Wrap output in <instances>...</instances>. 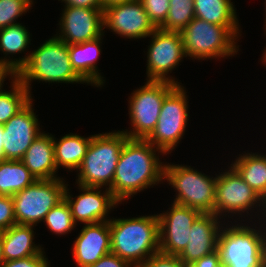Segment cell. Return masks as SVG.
I'll use <instances>...</instances> for the list:
<instances>
[{
  "label": "cell",
  "mask_w": 266,
  "mask_h": 267,
  "mask_svg": "<svg viewBox=\"0 0 266 267\" xmlns=\"http://www.w3.org/2000/svg\"><path fill=\"white\" fill-rule=\"evenodd\" d=\"M159 153L165 155L146 139L128 138L125 141L109 188L120 203L148 187L163 183L164 164Z\"/></svg>",
  "instance_id": "1"
},
{
  "label": "cell",
  "mask_w": 266,
  "mask_h": 267,
  "mask_svg": "<svg viewBox=\"0 0 266 267\" xmlns=\"http://www.w3.org/2000/svg\"><path fill=\"white\" fill-rule=\"evenodd\" d=\"M23 58L14 59L17 78L31 94V82L86 83L73 69L68 44L55 35Z\"/></svg>",
  "instance_id": "2"
},
{
  "label": "cell",
  "mask_w": 266,
  "mask_h": 267,
  "mask_svg": "<svg viewBox=\"0 0 266 267\" xmlns=\"http://www.w3.org/2000/svg\"><path fill=\"white\" fill-rule=\"evenodd\" d=\"M111 253L139 267L160 252L158 216L112 218L109 220Z\"/></svg>",
  "instance_id": "3"
},
{
  "label": "cell",
  "mask_w": 266,
  "mask_h": 267,
  "mask_svg": "<svg viewBox=\"0 0 266 267\" xmlns=\"http://www.w3.org/2000/svg\"><path fill=\"white\" fill-rule=\"evenodd\" d=\"M233 223L231 221V226L226 223L224 227V222L219 232L217 249L222 267H266V234L263 226L244 225L235 219Z\"/></svg>",
  "instance_id": "4"
},
{
  "label": "cell",
  "mask_w": 266,
  "mask_h": 267,
  "mask_svg": "<svg viewBox=\"0 0 266 267\" xmlns=\"http://www.w3.org/2000/svg\"><path fill=\"white\" fill-rule=\"evenodd\" d=\"M239 26L217 25L194 17L181 31L186 57L206 60L237 55Z\"/></svg>",
  "instance_id": "5"
},
{
  "label": "cell",
  "mask_w": 266,
  "mask_h": 267,
  "mask_svg": "<svg viewBox=\"0 0 266 267\" xmlns=\"http://www.w3.org/2000/svg\"><path fill=\"white\" fill-rule=\"evenodd\" d=\"M128 137L123 131L92 135L83 162L77 170V185L110 188L122 147ZM108 186V187H107Z\"/></svg>",
  "instance_id": "6"
},
{
  "label": "cell",
  "mask_w": 266,
  "mask_h": 267,
  "mask_svg": "<svg viewBox=\"0 0 266 267\" xmlns=\"http://www.w3.org/2000/svg\"><path fill=\"white\" fill-rule=\"evenodd\" d=\"M216 178L207 176L191 166L164 164V177L176 190L173 203L196 209L202 214H214Z\"/></svg>",
  "instance_id": "7"
},
{
  "label": "cell",
  "mask_w": 266,
  "mask_h": 267,
  "mask_svg": "<svg viewBox=\"0 0 266 267\" xmlns=\"http://www.w3.org/2000/svg\"><path fill=\"white\" fill-rule=\"evenodd\" d=\"M176 86L168 81L147 80L145 85L131 93L129 98L130 131L123 130L128 138L147 139L154 131L165 96Z\"/></svg>",
  "instance_id": "8"
},
{
  "label": "cell",
  "mask_w": 266,
  "mask_h": 267,
  "mask_svg": "<svg viewBox=\"0 0 266 267\" xmlns=\"http://www.w3.org/2000/svg\"><path fill=\"white\" fill-rule=\"evenodd\" d=\"M66 181L63 178L36 180L13 198L16 224L37 226L46 214L64 199Z\"/></svg>",
  "instance_id": "9"
},
{
  "label": "cell",
  "mask_w": 266,
  "mask_h": 267,
  "mask_svg": "<svg viewBox=\"0 0 266 267\" xmlns=\"http://www.w3.org/2000/svg\"><path fill=\"white\" fill-rule=\"evenodd\" d=\"M185 87L176 85L163 100L156 128L146 139L165 155L171 153L184 136L189 111Z\"/></svg>",
  "instance_id": "10"
},
{
  "label": "cell",
  "mask_w": 266,
  "mask_h": 267,
  "mask_svg": "<svg viewBox=\"0 0 266 267\" xmlns=\"http://www.w3.org/2000/svg\"><path fill=\"white\" fill-rule=\"evenodd\" d=\"M263 199L254 191L238 174V172L230 166L226 172H219L216 178V197L215 209L220 219L223 216L232 218L234 215L242 218V214L250 215L249 210L254 212L256 208L258 213H262ZM255 208V209H253ZM261 208V209H260ZM227 213V214H226ZM248 214V215H247ZM229 215H231L229 217ZM233 215V216H232Z\"/></svg>",
  "instance_id": "11"
},
{
  "label": "cell",
  "mask_w": 266,
  "mask_h": 267,
  "mask_svg": "<svg viewBox=\"0 0 266 267\" xmlns=\"http://www.w3.org/2000/svg\"><path fill=\"white\" fill-rule=\"evenodd\" d=\"M148 37L152 38L147 52V80L168 81L180 85L168 76L186 57L181 32L156 28Z\"/></svg>",
  "instance_id": "12"
},
{
  "label": "cell",
  "mask_w": 266,
  "mask_h": 267,
  "mask_svg": "<svg viewBox=\"0 0 266 267\" xmlns=\"http://www.w3.org/2000/svg\"><path fill=\"white\" fill-rule=\"evenodd\" d=\"M104 29L128 39L148 37L157 28L140 0L114 4L103 9Z\"/></svg>",
  "instance_id": "13"
},
{
  "label": "cell",
  "mask_w": 266,
  "mask_h": 267,
  "mask_svg": "<svg viewBox=\"0 0 266 267\" xmlns=\"http://www.w3.org/2000/svg\"><path fill=\"white\" fill-rule=\"evenodd\" d=\"M170 208L157 214L160 252L178 256L188 244L191 226L202 213L176 203Z\"/></svg>",
  "instance_id": "14"
},
{
  "label": "cell",
  "mask_w": 266,
  "mask_h": 267,
  "mask_svg": "<svg viewBox=\"0 0 266 267\" xmlns=\"http://www.w3.org/2000/svg\"><path fill=\"white\" fill-rule=\"evenodd\" d=\"M81 194L75 196L70 194L68 184H66L64 199L68 203L74 222L84 224H95L107 219L109 211L121 204L106 188L103 192L101 187H86L77 185Z\"/></svg>",
  "instance_id": "15"
},
{
  "label": "cell",
  "mask_w": 266,
  "mask_h": 267,
  "mask_svg": "<svg viewBox=\"0 0 266 267\" xmlns=\"http://www.w3.org/2000/svg\"><path fill=\"white\" fill-rule=\"evenodd\" d=\"M61 15L60 35L55 36L67 44L84 43L105 33L102 8L64 6Z\"/></svg>",
  "instance_id": "16"
},
{
  "label": "cell",
  "mask_w": 266,
  "mask_h": 267,
  "mask_svg": "<svg viewBox=\"0 0 266 267\" xmlns=\"http://www.w3.org/2000/svg\"><path fill=\"white\" fill-rule=\"evenodd\" d=\"M32 100L4 125L3 152L5 160H22L32 142L43 132L34 113Z\"/></svg>",
  "instance_id": "17"
},
{
  "label": "cell",
  "mask_w": 266,
  "mask_h": 267,
  "mask_svg": "<svg viewBox=\"0 0 266 267\" xmlns=\"http://www.w3.org/2000/svg\"><path fill=\"white\" fill-rule=\"evenodd\" d=\"M216 214H201L190 228L188 244L178 258L189 266L217 250L218 236L223 224Z\"/></svg>",
  "instance_id": "18"
},
{
  "label": "cell",
  "mask_w": 266,
  "mask_h": 267,
  "mask_svg": "<svg viewBox=\"0 0 266 267\" xmlns=\"http://www.w3.org/2000/svg\"><path fill=\"white\" fill-rule=\"evenodd\" d=\"M72 252L78 267L94 264L111 253L109 221L85 224L74 241Z\"/></svg>",
  "instance_id": "19"
},
{
  "label": "cell",
  "mask_w": 266,
  "mask_h": 267,
  "mask_svg": "<svg viewBox=\"0 0 266 267\" xmlns=\"http://www.w3.org/2000/svg\"><path fill=\"white\" fill-rule=\"evenodd\" d=\"M104 34L96 39L79 44H68L69 58L74 71L89 85L102 87L104 77L97 67Z\"/></svg>",
  "instance_id": "20"
},
{
  "label": "cell",
  "mask_w": 266,
  "mask_h": 267,
  "mask_svg": "<svg viewBox=\"0 0 266 267\" xmlns=\"http://www.w3.org/2000/svg\"><path fill=\"white\" fill-rule=\"evenodd\" d=\"M21 161L36 180L61 178L56 174L53 140L49 132H43L32 142Z\"/></svg>",
  "instance_id": "21"
},
{
  "label": "cell",
  "mask_w": 266,
  "mask_h": 267,
  "mask_svg": "<svg viewBox=\"0 0 266 267\" xmlns=\"http://www.w3.org/2000/svg\"><path fill=\"white\" fill-rule=\"evenodd\" d=\"M33 229L32 225L14 224L3 230L1 241L4 261L39 255L43 251L42 246L33 242L35 235Z\"/></svg>",
  "instance_id": "22"
},
{
  "label": "cell",
  "mask_w": 266,
  "mask_h": 267,
  "mask_svg": "<svg viewBox=\"0 0 266 267\" xmlns=\"http://www.w3.org/2000/svg\"><path fill=\"white\" fill-rule=\"evenodd\" d=\"M53 136L54 135H52L54 159L57 170L60 167H64L69 171H77L83 162L84 156L86 155L92 135L89 137H82L80 135L70 133L62 136L59 141Z\"/></svg>",
  "instance_id": "23"
},
{
  "label": "cell",
  "mask_w": 266,
  "mask_h": 267,
  "mask_svg": "<svg viewBox=\"0 0 266 267\" xmlns=\"http://www.w3.org/2000/svg\"><path fill=\"white\" fill-rule=\"evenodd\" d=\"M236 158L230 165L264 199L266 197V155L244 152Z\"/></svg>",
  "instance_id": "24"
},
{
  "label": "cell",
  "mask_w": 266,
  "mask_h": 267,
  "mask_svg": "<svg viewBox=\"0 0 266 267\" xmlns=\"http://www.w3.org/2000/svg\"><path fill=\"white\" fill-rule=\"evenodd\" d=\"M35 181L36 178L21 160L0 161V195L13 196Z\"/></svg>",
  "instance_id": "25"
},
{
  "label": "cell",
  "mask_w": 266,
  "mask_h": 267,
  "mask_svg": "<svg viewBox=\"0 0 266 267\" xmlns=\"http://www.w3.org/2000/svg\"><path fill=\"white\" fill-rule=\"evenodd\" d=\"M195 17L217 25H239L231 0H194Z\"/></svg>",
  "instance_id": "26"
},
{
  "label": "cell",
  "mask_w": 266,
  "mask_h": 267,
  "mask_svg": "<svg viewBox=\"0 0 266 267\" xmlns=\"http://www.w3.org/2000/svg\"><path fill=\"white\" fill-rule=\"evenodd\" d=\"M30 38V32L21 23L0 29V51L3 55L5 54L4 58H0V63L9 66L14 71V59L7 56L26 51L31 43Z\"/></svg>",
  "instance_id": "27"
},
{
  "label": "cell",
  "mask_w": 266,
  "mask_h": 267,
  "mask_svg": "<svg viewBox=\"0 0 266 267\" xmlns=\"http://www.w3.org/2000/svg\"><path fill=\"white\" fill-rule=\"evenodd\" d=\"M10 88L9 91L0 92V124L2 125L33 100L30 92L17 77L11 80Z\"/></svg>",
  "instance_id": "28"
},
{
  "label": "cell",
  "mask_w": 266,
  "mask_h": 267,
  "mask_svg": "<svg viewBox=\"0 0 266 267\" xmlns=\"http://www.w3.org/2000/svg\"><path fill=\"white\" fill-rule=\"evenodd\" d=\"M194 17V0H170L166 20L159 28L181 32Z\"/></svg>",
  "instance_id": "29"
},
{
  "label": "cell",
  "mask_w": 266,
  "mask_h": 267,
  "mask_svg": "<svg viewBox=\"0 0 266 267\" xmlns=\"http://www.w3.org/2000/svg\"><path fill=\"white\" fill-rule=\"evenodd\" d=\"M43 222L51 232L58 236L68 234V232L71 233L77 226L65 199L50 209Z\"/></svg>",
  "instance_id": "30"
},
{
  "label": "cell",
  "mask_w": 266,
  "mask_h": 267,
  "mask_svg": "<svg viewBox=\"0 0 266 267\" xmlns=\"http://www.w3.org/2000/svg\"><path fill=\"white\" fill-rule=\"evenodd\" d=\"M33 0H0V29L14 25L18 17L31 9Z\"/></svg>",
  "instance_id": "31"
},
{
  "label": "cell",
  "mask_w": 266,
  "mask_h": 267,
  "mask_svg": "<svg viewBox=\"0 0 266 267\" xmlns=\"http://www.w3.org/2000/svg\"><path fill=\"white\" fill-rule=\"evenodd\" d=\"M153 24L159 28L166 20L170 0H140Z\"/></svg>",
  "instance_id": "32"
},
{
  "label": "cell",
  "mask_w": 266,
  "mask_h": 267,
  "mask_svg": "<svg viewBox=\"0 0 266 267\" xmlns=\"http://www.w3.org/2000/svg\"><path fill=\"white\" fill-rule=\"evenodd\" d=\"M139 267H187L176 255H168L161 252L149 257Z\"/></svg>",
  "instance_id": "33"
},
{
  "label": "cell",
  "mask_w": 266,
  "mask_h": 267,
  "mask_svg": "<svg viewBox=\"0 0 266 267\" xmlns=\"http://www.w3.org/2000/svg\"><path fill=\"white\" fill-rule=\"evenodd\" d=\"M16 224L12 196L0 195V227L6 230Z\"/></svg>",
  "instance_id": "34"
},
{
  "label": "cell",
  "mask_w": 266,
  "mask_h": 267,
  "mask_svg": "<svg viewBox=\"0 0 266 267\" xmlns=\"http://www.w3.org/2000/svg\"><path fill=\"white\" fill-rule=\"evenodd\" d=\"M44 250L35 256H30L23 259H17L12 261H4L1 267H49L50 263L47 261L48 258L45 257Z\"/></svg>",
  "instance_id": "35"
},
{
  "label": "cell",
  "mask_w": 266,
  "mask_h": 267,
  "mask_svg": "<svg viewBox=\"0 0 266 267\" xmlns=\"http://www.w3.org/2000/svg\"><path fill=\"white\" fill-rule=\"evenodd\" d=\"M86 267H133L126 260L121 259L113 253H109L103 256L96 263L88 265Z\"/></svg>",
  "instance_id": "36"
},
{
  "label": "cell",
  "mask_w": 266,
  "mask_h": 267,
  "mask_svg": "<svg viewBox=\"0 0 266 267\" xmlns=\"http://www.w3.org/2000/svg\"><path fill=\"white\" fill-rule=\"evenodd\" d=\"M187 267H222L220 252L217 249Z\"/></svg>",
  "instance_id": "37"
},
{
  "label": "cell",
  "mask_w": 266,
  "mask_h": 267,
  "mask_svg": "<svg viewBox=\"0 0 266 267\" xmlns=\"http://www.w3.org/2000/svg\"><path fill=\"white\" fill-rule=\"evenodd\" d=\"M63 1L65 5L72 7H84V8H102L101 0H58Z\"/></svg>",
  "instance_id": "38"
},
{
  "label": "cell",
  "mask_w": 266,
  "mask_h": 267,
  "mask_svg": "<svg viewBox=\"0 0 266 267\" xmlns=\"http://www.w3.org/2000/svg\"><path fill=\"white\" fill-rule=\"evenodd\" d=\"M9 76L11 80H14L17 76V73L13 71L9 66L0 63V92L4 90L3 88L4 81Z\"/></svg>",
  "instance_id": "39"
},
{
  "label": "cell",
  "mask_w": 266,
  "mask_h": 267,
  "mask_svg": "<svg viewBox=\"0 0 266 267\" xmlns=\"http://www.w3.org/2000/svg\"><path fill=\"white\" fill-rule=\"evenodd\" d=\"M129 1H133V0H101V5H102V9H105L108 6L119 4V3H124V2H129Z\"/></svg>",
  "instance_id": "40"
},
{
  "label": "cell",
  "mask_w": 266,
  "mask_h": 267,
  "mask_svg": "<svg viewBox=\"0 0 266 267\" xmlns=\"http://www.w3.org/2000/svg\"><path fill=\"white\" fill-rule=\"evenodd\" d=\"M262 210L263 211H262V214L260 216L261 217L263 216V217L259 219V222L261 223L262 221H264V222H262L263 224L261 223V225L262 226L264 225L263 232L266 234V224H265L266 223V197L263 199V208H262Z\"/></svg>",
  "instance_id": "41"
},
{
  "label": "cell",
  "mask_w": 266,
  "mask_h": 267,
  "mask_svg": "<svg viewBox=\"0 0 266 267\" xmlns=\"http://www.w3.org/2000/svg\"><path fill=\"white\" fill-rule=\"evenodd\" d=\"M3 133H4V128L3 125L0 124V161L4 160V152H3Z\"/></svg>",
  "instance_id": "42"
},
{
  "label": "cell",
  "mask_w": 266,
  "mask_h": 267,
  "mask_svg": "<svg viewBox=\"0 0 266 267\" xmlns=\"http://www.w3.org/2000/svg\"><path fill=\"white\" fill-rule=\"evenodd\" d=\"M3 263H4V258L2 255V241H1V237H0V267L2 266Z\"/></svg>",
  "instance_id": "43"
},
{
  "label": "cell",
  "mask_w": 266,
  "mask_h": 267,
  "mask_svg": "<svg viewBox=\"0 0 266 267\" xmlns=\"http://www.w3.org/2000/svg\"><path fill=\"white\" fill-rule=\"evenodd\" d=\"M265 30H266V28H265ZM266 34V33H265ZM264 50V52H263V56H262V63H263V65L265 64L266 65V48L265 49H263Z\"/></svg>",
  "instance_id": "44"
},
{
  "label": "cell",
  "mask_w": 266,
  "mask_h": 267,
  "mask_svg": "<svg viewBox=\"0 0 266 267\" xmlns=\"http://www.w3.org/2000/svg\"><path fill=\"white\" fill-rule=\"evenodd\" d=\"M265 15H266V0H265ZM265 19H266V17H265ZM265 24H266V20H265ZM265 27H266V25H265Z\"/></svg>",
  "instance_id": "45"
},
{
  "label": "cell",
  "mask_w": 266,
  "mask_h": 267,
  "mask_svg": "<svg viewBox=\"0 0 266 267\" xmlns=\"http://www.w3.org/2000/svg\"><path fill=\"white\" fill-rule=\"evenodd\" d=\"M3 229L0 227V237L2 236Z\"/></svg>",
  "instance_id": "46"
}]
</instances>
